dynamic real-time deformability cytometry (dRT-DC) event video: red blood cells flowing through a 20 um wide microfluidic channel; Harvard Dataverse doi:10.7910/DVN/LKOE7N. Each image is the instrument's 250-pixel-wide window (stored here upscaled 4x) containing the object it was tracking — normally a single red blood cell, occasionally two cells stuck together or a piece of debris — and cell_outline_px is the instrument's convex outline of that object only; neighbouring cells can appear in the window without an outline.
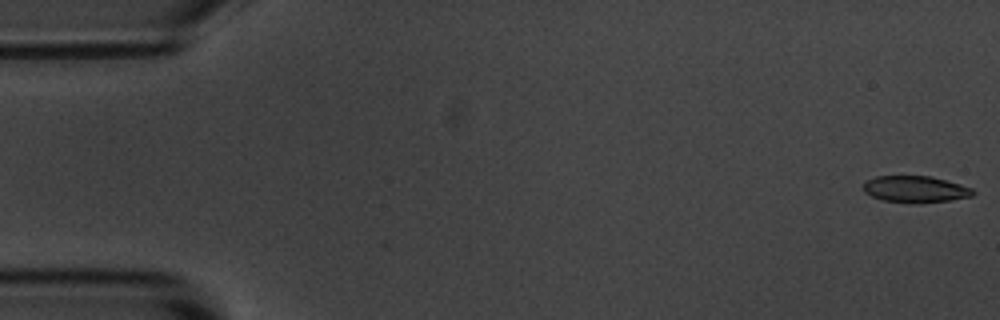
{"species": "common noctule bat (a hibernating species)", "species_latin": "Nyctalus noctula", "temperature_condition": "room temperature", "stored_images_in_passage": 56, "camera_frame_rate_fps": 3000, "um_per_image_px": 0.085, "animal": {"sex": "male", "body_mass_g": 20.1, "forearm_length_mm": 53.5}, "frame": {"image": 1, "passage_image": 1, "time_ms": 0.0, "image_size_px": [1000, 320], "cell_outline_px": [[976, 192], [972, 196], [948, 200], [920, 204], [912, 204], [884, 200], [872, 196], [864, 192], [864, 184], [868, 180], [876, 176], [932, 176], [960, 184], [972, 188]], "centroid_in_image_um": [77.83, 16.09], "position_along_channel_um": 7.2, "area_um2": 17.05}}
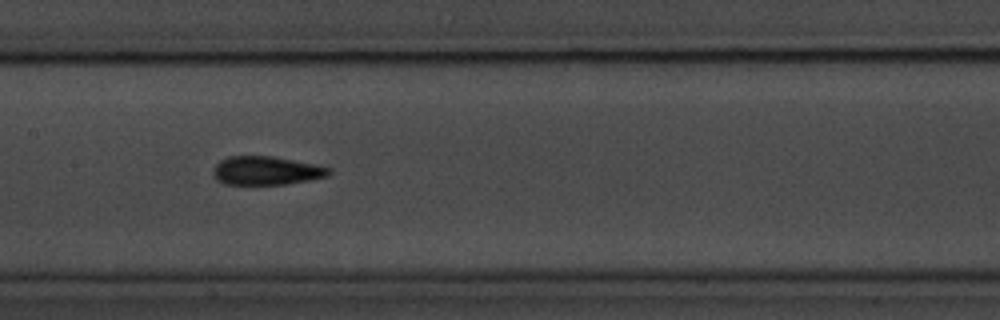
{"frame": {"image": 2, "passage_image": 27, "time_ms": 8.667, "image_size_px": [1000, 320], "cell_outline_px": [[332, 172], [328, 176], [312, 180], [288, 184], [224, 184], [216, 180], [212, 176], [212, 168], [220, 160], [228, 156], [272, 156], [316, 164], [332, 168]], "centroid_in_image_um": [22.64, 14.51], "position_along_channel_um": 184.8, "area_um2": 19.65}}
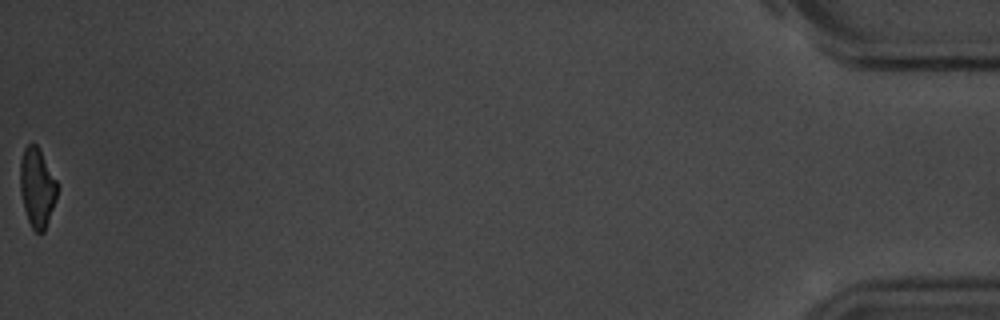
{"frame": {"image": 3, "passage_image": 56, "time_ms": 18.333, "image_size_px": [1000, 320], "cell_outline_px": [[60, 184], [56, 200], [44, 232], [36, 232], [32, 228], [28, 220], [24, 208], [20, 192], [20, 160], [24, 148], [28, 144], [36, 144]], "centroid_in_image_um": [3.17, 15.94], "position_along_channel_um": 432.0, "area_um2": 17.34}, "authors_computed_cell_mechanics": {"area_um2": 18.6116, "velocity_mm_per_s": 3.6006, "shape_relaxation_time_tau1_ms": 3.2919, "shape_relaxation_time_tau2_ms": 3.4555, "deformation_change_tau1": 0.1282, "deformation_change_tau2": 0.1125}}